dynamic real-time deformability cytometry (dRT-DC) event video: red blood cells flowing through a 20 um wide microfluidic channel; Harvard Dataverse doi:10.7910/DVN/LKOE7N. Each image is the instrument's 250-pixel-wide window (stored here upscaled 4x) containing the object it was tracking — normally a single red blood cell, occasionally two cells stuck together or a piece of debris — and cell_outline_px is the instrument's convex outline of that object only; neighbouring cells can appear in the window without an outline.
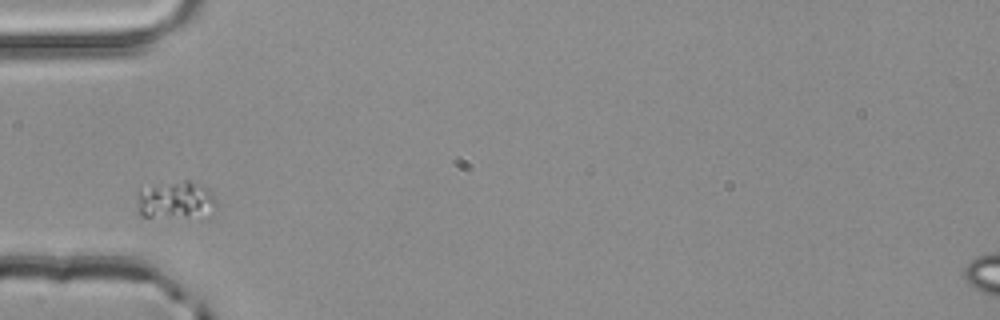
{"species": "common noctule bat (a hibernating species)", "species_latin": "Nyctalus noctula", "temperature_condition": "room temperature", "stored_images_in_passage": 1, "camera_frame_rate_fps": 3000, "um_per_image_px": 0.085, "animal": {"sex": "male", "body_mass_g": 20.4}, "frame": {"image": 1, "passage_image": 1, "time_ms": 0.0, "image_size_px": [1000, 320], "cell_outline_px": [[216, 208], [188, 216], [140, 216], [136, 208], [136, 192], [184, 180], [188, 180], [208, 188], [212, 192], [216, 200]], "centroid_in_image_um": [14.9, 17.0], "position_along_channel_um": 70.1, "area_um2": 16.47}}